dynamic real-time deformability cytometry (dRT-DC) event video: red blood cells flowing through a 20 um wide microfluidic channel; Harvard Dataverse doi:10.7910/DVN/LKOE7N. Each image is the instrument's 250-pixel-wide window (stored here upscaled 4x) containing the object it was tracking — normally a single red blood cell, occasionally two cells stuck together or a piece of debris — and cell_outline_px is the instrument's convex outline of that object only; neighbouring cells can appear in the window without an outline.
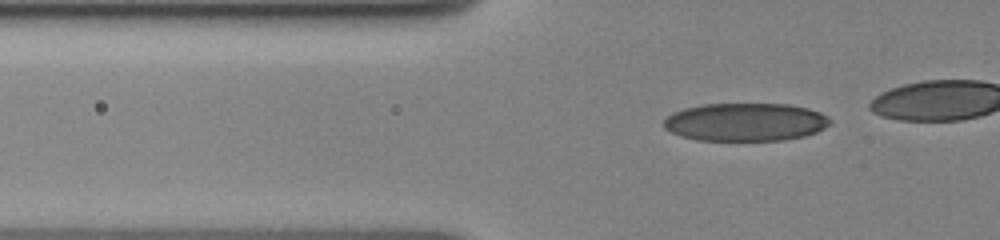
{"species": "human", "species_latin": "Homo sapiens", "temperature_condition": "cold", "stored_images_in_passage": 36, "camera_frame_rate_fps": 3000, "um_per_image_px": 0.085, "donor": {"sex": "female"}, "frame": {"image": 1, "passage_image": 17, "time_ms": 6.0, "image_size_px": [1000, 240], "cell_outline_px": [[832, 124], [816, 132], [804, 136], [780, 140], [696, 140], [680, 136], [664, 128], [664, 120], [672, 112], [684, 108], [704, 104], [788, 104], [808, 108], [820, 112], [828, 116], [832, 120]], "centroid_in_image_um": [63.38, 10.37], "position_along_channel_um": 62.4, "area_um2": 36.99}}
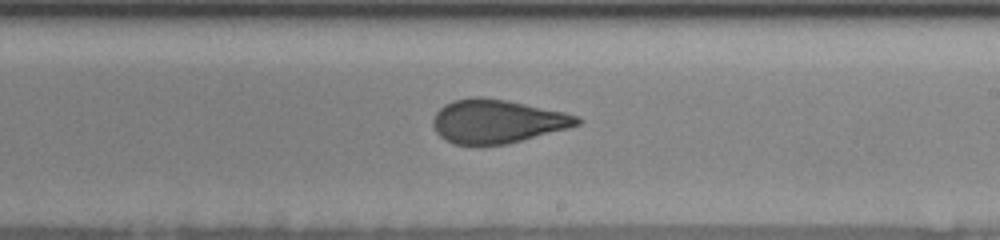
{"frame": {"image": 2, "passage_image": 28, "time_ms": 11.667, "image_size_px": [1000, 240], "cell_outline_px": [[584, 120], [580, 124], [568, 128], [504, 144], [456, 144], [444, 140], [436, 132], [432, 124], [432, 120], [436, 112], [444, 104], [452, 100], [472, 96], [480, 96], [504, 100], [564, 112], [580, 116]], "centroid_in_image_um": [42.23, 10.29], "position_along_channel_um": 246.8, "area_um2": 36.41}}
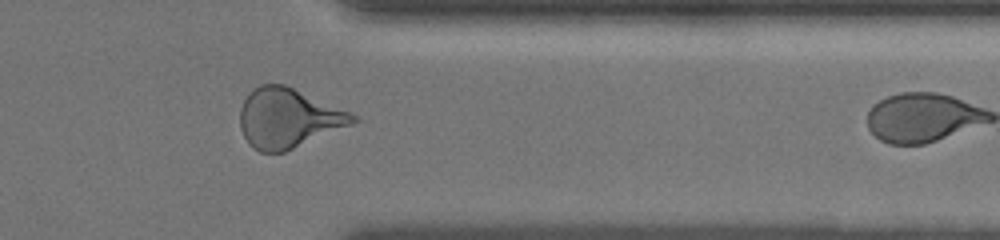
{"frame": {"image": 3, "passage_image": 34, "time_ms": 15.667, "image_size_px": [1000, 240], "cell_outline_px": [[360, 120], [352, 124], [284, 152], [260, 152], [252, 148], [248, 144], [240, 128], [240, 108], [244, 100], [252, 88], [260, 84], [284, 84], [352, 112]], "centroid_in_image_um": [24.48, 10.03], "position_along_channel_um": 386.9, "area_um2": 39.13}, "authors_computed_cell_mechanics": {"area_um2": 38.6971, "velocity_mm_per_s": 3.5307, "shape_relaxation_time_tau1_ms": 6.0999, "shape_relaxation_time_tau2_ms": 1.1775, "deformation_change_tau1": 0.1615, "deformation_change_tau2": 0.0727}}